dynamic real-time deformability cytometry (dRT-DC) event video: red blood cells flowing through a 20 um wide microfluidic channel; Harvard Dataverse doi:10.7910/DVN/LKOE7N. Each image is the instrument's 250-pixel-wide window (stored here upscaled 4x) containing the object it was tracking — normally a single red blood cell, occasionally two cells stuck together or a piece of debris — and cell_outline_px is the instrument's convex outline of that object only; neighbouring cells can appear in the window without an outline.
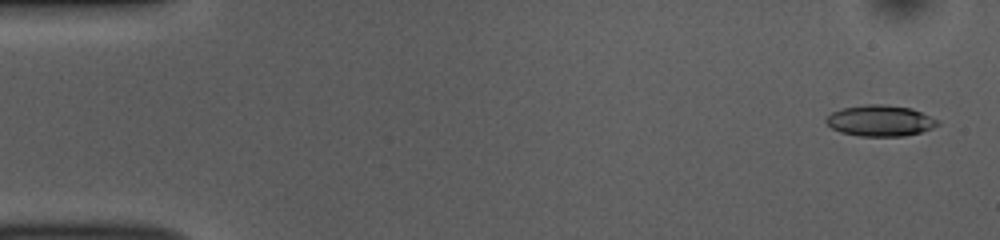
{"species": "common noctule bat (a hibernating species)", "species_latin": "Nyctalus noctula", "temperature_condition": "room temperature", "stored_images_in_passage": 51, "camera_frame_rate_fps": 3000, "um_per_image_px": 0.085, "animal": {"sex": "female", "body_mass_g": 10.0, "forearm_length_mm": 53.1}, "frame": {"image": 1, "passage_image": 2, "time_ms": 0.333, "image_size_px": [1000, 240], "cell_outline_px": [[940, 124], [932, 128], [920, 132], [904, 136], [860, 136], [840, 132], [832, 128], [824, 120], [832, 112], [844, 108], [868, 104], [884, 104], [912, 108], [940, 120]], "centroid_in_image_um": [74.84, 10.26], "position_along_channel_um": 10.2, "area_um2": 20.17}}
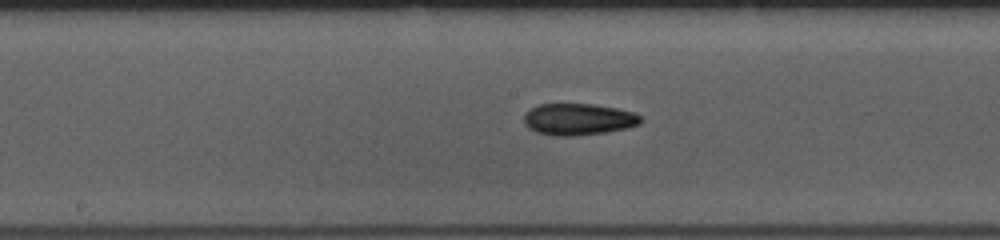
{"frame": {"image": 2, "passage_image": 26, "time_ms": 8.333, "image_size_px": [1000, 240], "cell_outline_px": [[644, 120], [640, 124], [628, 128], [608, 132], [576, 136], [556, 136], [536, 132], [528, 128], [524, 124], [524, 112], [540, 104], [592, 104], [616, 108], [636, 112]], "centroid_in_image_um": [49.19, 10.15], "position_along_channel_um": 199.0, "area_um2": 21.85}}
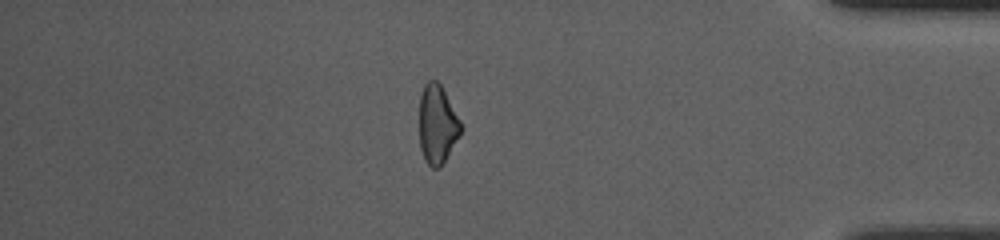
{"frame": {"image": 3, "passage_image": 44, "time_ms": 14.333, "image_size_px": [1000, 240], "cell_outline_px": [[460, 136], [440, 168], [432, 168], [424, 160], [420, 148], [420, 92], [424, 84], [428, 80], [436, 80], [440, 84], [460, 120]], "centroid_in_image_um": [37.15, 10.58], "position_along_channel_um": 398.0, "area_um2": 18.96}, "authors_computed_cell_mechanics": {"area_um2": 20.2878, "velocity_mm_per_s": 3.8884, "shape_relaxation_time_tau1_ms": 7.0203, "shape_relaxation_time_tau2_ms": 5.6839, "deformation_change_tau1": 0.143, "deformation_change_tau2": 0.143}}